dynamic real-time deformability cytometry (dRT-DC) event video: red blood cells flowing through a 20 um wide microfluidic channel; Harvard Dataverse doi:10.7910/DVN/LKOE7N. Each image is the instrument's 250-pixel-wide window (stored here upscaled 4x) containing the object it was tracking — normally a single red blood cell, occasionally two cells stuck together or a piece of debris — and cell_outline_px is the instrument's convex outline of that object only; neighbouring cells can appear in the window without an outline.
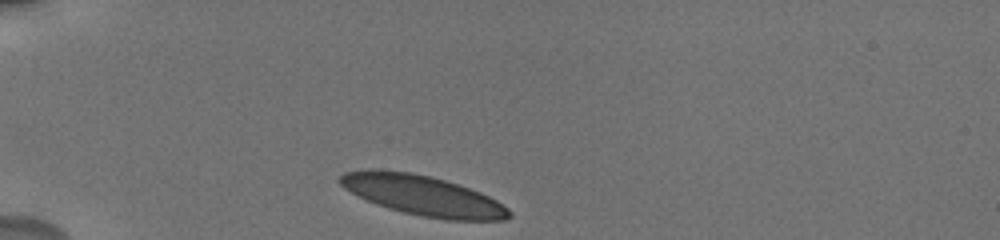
{"species": "human", "species_latin": "Homo sapiens", "temperature_condition": "cold", "stored_images_in_passage": 23, "camera_frame_rate_fps": 3000, "um_per_image_px": 0.085, "donor": {"sex": "male"}, "frame": {"image": 1, "passage_image": 1, "time_ms": 0.0, "image_size_px": [1000, 240], "cell_outline_px": [[512, 216], [504, 220], [448, 220], [420, 216], [388, 208], [376, 204], [344, 188], [336, 180], [344, 172], [368, 168], [376, 168], [412, 172], [444, 180], [480, 192], [496, 200], [508, 208], [512, 212]], "centroid_in_image_um": [35.91, 16.6], "position_along_channel_um": 49.1, "area_um2": 39.48}}
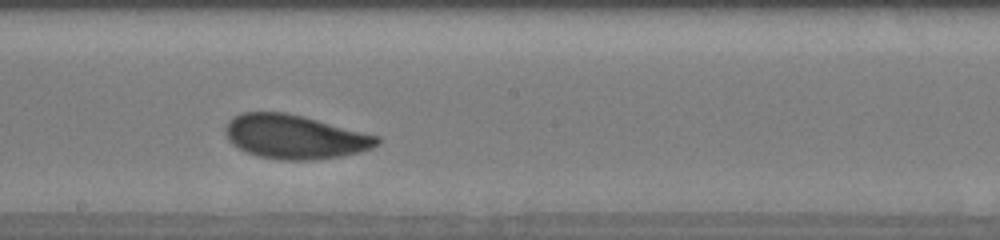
{"frame": {"image": 2, "passage_image": 12, "time_ms": 5.667, "image_size_px": [1000, 240], "cell_outline_px": [[380, 144], [372, 148], [360, 152], [340, 156], [316, 160], [280, 160], [260, 156], [248, 152], [232, 144], [228, 140], [224, 132], [224, 128], [228, 120], [232, 116], [240, 112], [284, 112], [304, 116], [380, 136]], "centroid_in_image_um": [25.05, 11.62], "position_along_channel_um": 223.1, "area_um2": 39.19}}
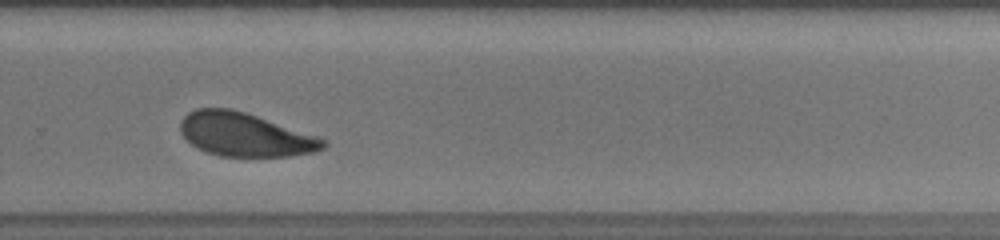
{"frame": {"image": 3, "passage_image": 17, "time_ms": 8.0, "image_size_px": [1000, 240], "cell_outline_px": [[328, 144], [324, 148], [316, 152], [288, 156], [220, 156], [208, 152], [192, 144], [180, 132], [180, 120], [188, 112], [196, 108], [232, 108], [320, 136], [328, 140]], "centroid_in_image_um": [20.87, 11.43], "position_along_channel_um": 308.9, "area_um2": 36.41}, "authors_computed_cell_mechanics": {"area_um2": 39.1884, "velocity_mm_per_s": 3.6799, "shape_relaxation_time_tau1_ms": 2.0991, "shape_relaxation_time_tau2_ms": 1.222, "deformation_change_tau1": 0.105, "deformation_change_tau2": 0.0649}}